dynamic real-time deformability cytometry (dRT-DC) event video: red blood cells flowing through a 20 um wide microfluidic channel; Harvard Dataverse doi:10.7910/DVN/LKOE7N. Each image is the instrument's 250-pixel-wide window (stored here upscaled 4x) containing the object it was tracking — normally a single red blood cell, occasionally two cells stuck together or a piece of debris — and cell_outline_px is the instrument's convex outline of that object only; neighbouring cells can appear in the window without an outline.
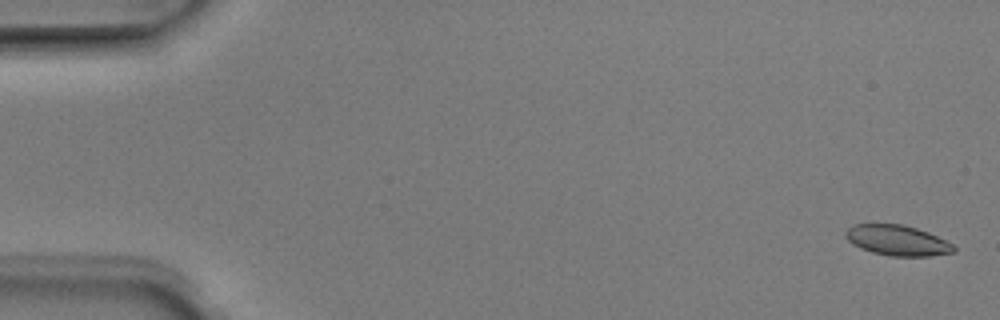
{"species": "Egyptian fruit bat (a non-hibernating species)", "species_latin": "Rousettus aegyptiacus", "temperature_condition": "room temperature", "stored_images_in_passage": 5, "camera_frame_rate_fps": 3000, "um_per_image_px": 0.085, "animal": {"sex": "male"}, "frame": {"image": 1, "passage_image": 1, "time_ms": 0.0, "image_size_px": [1000, 320], "cell_outline_px": [[956, 248], [952, 252], [928, 256], [892, 256], [872, 252], [860, 248], [852, 244], [844, 236], [844, 232], [852, 224], [904, 224], [928, 232], [952, 244]], "centroid_in_image_um": [76.22, 20.42], "position_along_channel_um": 8.8, "area_um2": 19.07}}
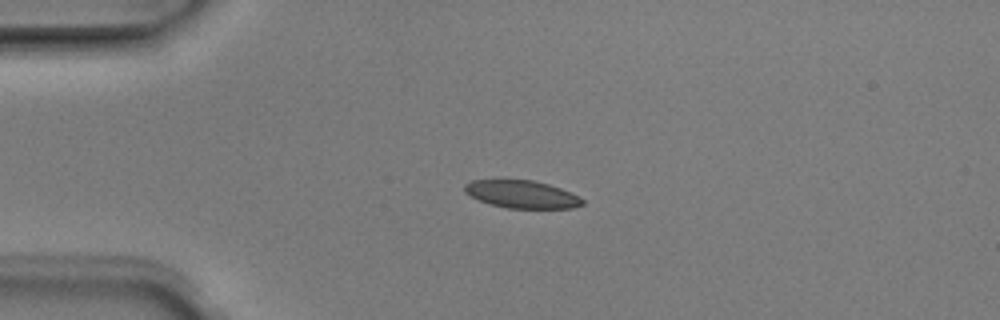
{"frame": {"image": 2, "passage_image": 4, "time_ms": 1.0, "image_size_px": [1000, 320], "cell_outline_px": [[584, 204], [572, 208], [508, 208], [492, 204], [480, 200], [464, 192], [464, 184], [472, 180], [532, 180], [548, 184], [560, 188], [584, 200]], "centroid_in_image_um": [44.34, 16.51], "position_along_channel_um": 40.7, "area_um2": 18.67}}